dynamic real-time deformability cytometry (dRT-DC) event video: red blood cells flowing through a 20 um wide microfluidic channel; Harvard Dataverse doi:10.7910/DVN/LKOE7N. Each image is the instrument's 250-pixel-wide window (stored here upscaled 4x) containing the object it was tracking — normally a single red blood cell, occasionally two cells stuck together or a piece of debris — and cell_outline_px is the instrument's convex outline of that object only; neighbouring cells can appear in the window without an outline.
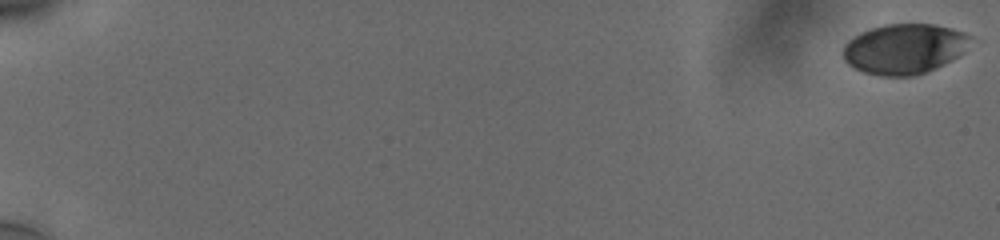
{"species": "human", "species_latin": "Homo sapiens", "temperature_condition": "cold", "stored_images_in_passage": 58, "camera_frame_rate_fps": 3000, "um_per_image_px": 0.085, "donor": {"sex": "male"}, "frame": {"image": 1, "passage_image": 1, "time_ms": 0.0, "image_size_px": [1000, 240], "cell_outline_px": [[972, 36], [964, 52], [952, 60], [928, 72], [916, 76], [880, 76], [864, 72], [848, 64], [844, 60], [844, 44], [848, 40], [860, 32], [884, 24], [936, 24], [952, 28], [964, 32]], "centroid_in_image_um": [76.88, 4.15], "position_along_channel_um": 8.1, "area_um2": 37.45}}
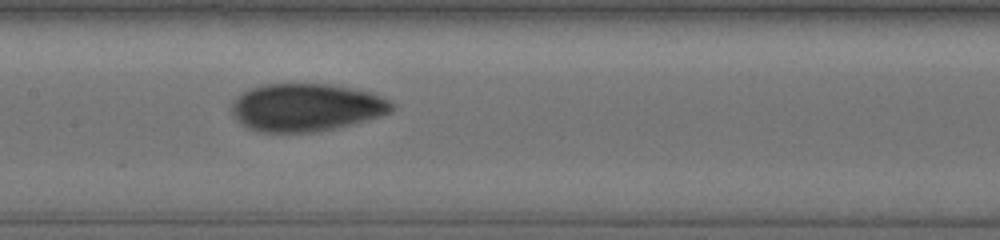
{"frame": {"image": 2, "passage_image": 32, "time_ms": 10.333, "image_size_px": [1000, 240], "cell_outline_px": [[396, 104], [392, 112], [348, 124], [332, 128], [312, 132], [264, 132], [244, 128], [232, 116], [232, 104], [236, 96], [252, 88], [264, 84], [328, 84], [356, 88], [372, 92]], "centroid_in_image_um": [25.99, 9.12], "position_along_channel_um": 181.4, "area_um2": 44.51}}
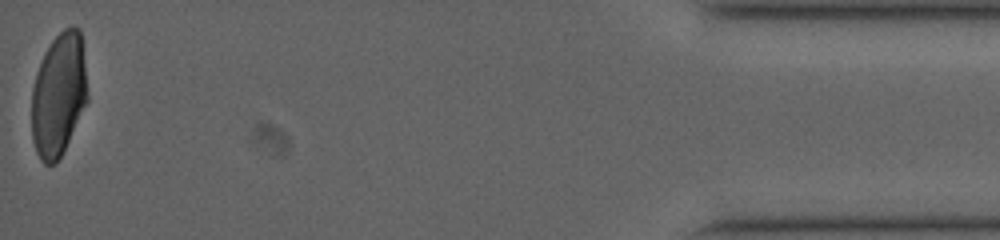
{"frame": {"image": 3, "passage_image": 58, "time_ms": 19.0, "image_size_px": [1000, 240], "cell_outline_px": [[88, 100], [56, 164], [44, 164], [40, 160], [36, 152], [32, 140], [32, 88], [36, 72], [44, 52], [52, 40], [64, 28], [72, 24], [80, 28], [88, 96]], "centroid_in_image_um": [4.97, 8.02], "position_along_channel_um": 430.2, "area_um2": 40.06}, "authors_computed_cell_mechanics": {"area_um2": 41.8183, "velocity_mm_per_s": 3.7693, "shape_relaxation_time_tau1_ms": 6.4414, "shape_relaxation_time_tau2_ms": 1.5796, "deformation_change_tau1": 0.1691, "deformation_change_tau2": 0.0544}}